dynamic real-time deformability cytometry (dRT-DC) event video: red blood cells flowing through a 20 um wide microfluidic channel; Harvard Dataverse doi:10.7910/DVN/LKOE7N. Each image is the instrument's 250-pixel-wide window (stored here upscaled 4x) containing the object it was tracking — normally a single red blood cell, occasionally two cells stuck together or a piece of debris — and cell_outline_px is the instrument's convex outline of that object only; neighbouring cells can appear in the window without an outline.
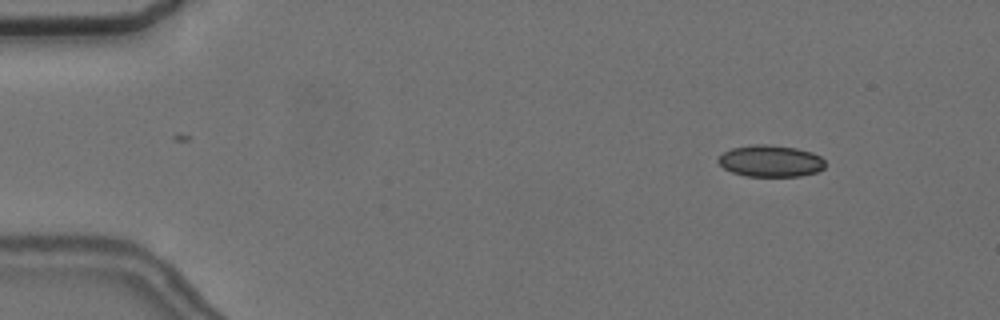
{"species": "common noctule bat (a hibernating species)", "species_latin": "Nyctalus noctula", "temperature_condition": "cold", "stored_images_in_passage": 5, "camera_frame_rate_fps": 3000, "um_per_image_px": 0.085, "animal": {"sex": "female", "body_mass_g": 24.6, "forearm_length_mm": 56.2}, "frame": {"image": 1, "passage_image": 1, "time_ms": 0.0, "image_size_px": [1000, 320], "cell_outline_px": [[824, 168], [816, 172], [800, 176], [744, 176], [732, 172], [724, 168], [716, 160], [724, 152], [732, 148], [752, 144], [764, 144], [796, 148], [812, 152], [820, 156], [824, 160]], "centroid_in_image_um": [65.49, 13.68], "position_along_channel_um": 19.5, "area_um2": 19.71}}